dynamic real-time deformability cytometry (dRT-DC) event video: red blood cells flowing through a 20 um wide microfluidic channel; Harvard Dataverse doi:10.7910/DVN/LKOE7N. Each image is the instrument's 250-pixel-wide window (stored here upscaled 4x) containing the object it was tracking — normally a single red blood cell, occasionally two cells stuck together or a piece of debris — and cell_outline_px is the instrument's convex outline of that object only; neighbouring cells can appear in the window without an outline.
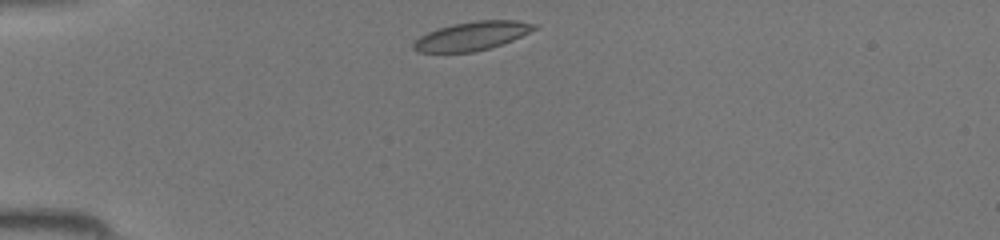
{"species": "common noctule bat (a hibernating species)", "species_latin": "Nyctalus noctula", "temperature_condition": "room temperature", "stored_images_in_passage": 33, "camera_frame_rate_fps": 3000, "um_per_image_px": 0.085, "animal": {"sex": "female", "body_mass_g": 19.5, "forearm_length_mm": 54.1}, "frame": {"image": 1, "passage_image": 1, "time_ms": 0.0, "image_size_px": [1000, 240], "cell_outline_px": [[536, 28], [512, 40], [488, 48], [472, 52], [420, 52], [412, 48], [412, 44], [420, 36], [428, 32], [452, 24], [476, 20], [516, 20], [536, 24]], "centroid_in_image_um": [40.09, 3.05], "position_along_channel_um": 44.9, "area_um2": 19.83}}
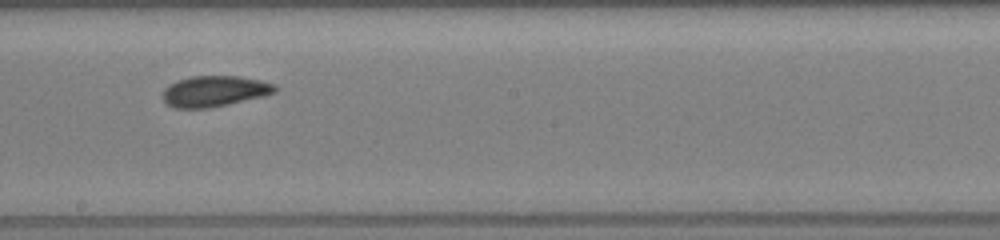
{"frame": {"image": 2, "passage_image": 15, "time_ms": 4.667, "image_size_px": [1000, 240], "cell_outline_px": [[280, 88], [276, 92], [264, 96], [228, 104], [208, 108], [172, 108], [164, 104], [160, 96], [164, 88], [168, 84], [192, 76], [240, 76], [260, 80], [276, 84]], "centroid_in_image_um": [18.21, 7.76], "position_along_channel_um": 230.0, "area_um2": 20.58}}
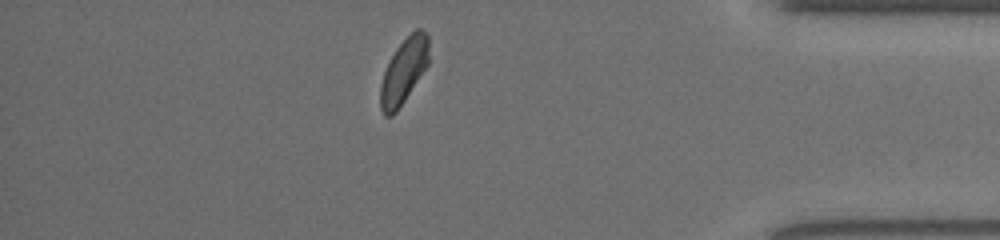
{"frame": {"image": 3, "passage_image": 28, "time_ms": 9.0, "image_size_px": [1000, 240], "cell_outline_px": [[428, 64], [396, 112], [392, 116], [384, 116], [380, 108], [380, 84], [384, 72], [396, 48], [416, 28], [420, 28], [428, 32]], "centroid_in_image_um": [34.31, 6.04], "position_along_channel_um": 400.9, "area_um2": 18.09}}